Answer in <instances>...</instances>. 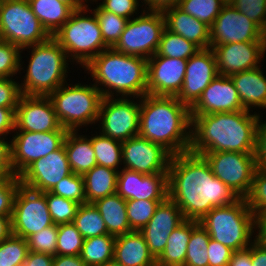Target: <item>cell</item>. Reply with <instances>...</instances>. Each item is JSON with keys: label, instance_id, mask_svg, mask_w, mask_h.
I'll list each match as a JSON object with an SVG mask.
<instances>
[{"label": "cell", "instance_id": "obj_1", "mask_svg": "<svg viewBox=\"0 0 266 266\" xmlns=\"http://www.w3.org/2000/svg\"><path fill=\"white\" fill-rule=\"evenodd\" d=\"M168 197L184 219L200 221L214 207L236 202L240 197L214 176L209 163L190 151L172 155L168 168Z\"/></svg>", "mask_w": 266, "mask_h": 266}, {"label": "cell", "instance_id": "obj_2", "mask_svg": "<svg viewBox=\"0 0 266 266\" xmlns=\"http://www.w3.org/2000/svg\"><path fill=\"white\" fill-rule=\"evenodd\" d=\"M248 110L191 115L190 152L255 153L259 114Z\"/></svg>", "mask_w": 266, "mask_h": 266}, {"label": "cell", "instance_id": "obj_3", "mask_svg": "<svg viewBox=\"0 0 266 266\" xmlns=\"http://www.w3.org/2000/svg\"><path fill=\"white\" fill-rule=\"evenodd\" d=\"M140 99L138 135L162 145L172 155L188 152L192 127L190 108L176 96L146 94Z\"/></svg>", "mask_w": 266, "mask_h": 266}, {"label": "cell", "instance_id": "obj_4", "mask_svg": "<svg viewBox=\"0 0 266 266\" xmlns=\"http://www.w3.org/2000/svg\"><path fill=\"white\" fill-rule=\"evenodd\" d=\"M84 68L89 71L93 81L95 80L94 85L100 90L103 98L114 97L113 94L118 93L116 96H134L133 98L137 99L147 94L146 58L107 48ZM101 84L105 89L99 87Z\"/></svg>", "mask_w": 266, "mask_h": 266}, {"label": "cell", "instance_id": "obj_5", "mask_svg": "<svg viewBox=\"0 0 266 266\" xmlns=\"http://www.w3.org/2000/svg\"><path fill=\"white\" fill-rule=\"evenodd\" d=\"M27 48L32 51L24 83L19 84L21 93L48 96L66 82L69 65L66 52L53 37L22 51Z\"/></svg>", "mask_w": 266, "mask_h": 266}, {"label": "cell", "instance_id": "obj_6", "mask_svg": "<svg viewBox=\"0 0 266 266\" xmlns=\"http://www.w3.org/2000/svg\"><path fill=\"white\" fill-rule=\"evenodd\" d=\"M199 224L211 239L229 247L234 252L247 249L252 244L258 218L250 210L245 198L225 206L214 207ZM251 241V242H250Z\"/></svg>", "mask_w": 266, "mask_h": 266}, {"label": "cell", "instance_id": "obj_7", "mask_svg": "<svg viewBox=\"0 0 266 266\" xmlns=\"http://www.w3.org/2000/svg\"><path fill=\"white\" fill-rule=\"evenodd\" d=\"M68 85L64 83L48 95L61 126L68 131H78L82 125L98 122L103 99L100 90L94 84Z\"/></svg>", "mask_w": 266, "mask_h": 266}, {"label": "cell", "instance_id": "obj_8", "mask_svg": "<svg viewBox=\"0 0 266 266\" xmlns=\"http://www.w3.org/2000/svg\"><path fill=\"white\" fill-rule=\"evenodd\" d=\"M88 8L74 11L53 38L64 48L67 57L85 67L100 52L109 48L102 38L95 14L86 16ZM85 14V15H84ZM92 16V17H91Z\"/></svg>", "mask_w": 266, "mask_h": 266}, {"label": "cell", "instance_id": "obj_9", "mask_svg": "<svg viewBox=\"0 0 266 266\" xmlns=\"http://www.w3.org/2000/svg\"><path fill=\"white\" fill-rule=\"evenodd\" d=\"M50 37L28 0H0V40L22 49L43 43Z\"/></svg>", "mask_w": 266, "mask_h": 266}, {"label": "cell", "instance_id": "obj_10", "mask_svg": "<svg viewBox=\"0 0 266 266\" xmlns=\"http://www.w3.org/2000/svg\"><path fill=\"white\" fill-rule=\"evenodd\" d=\"M145 9L140 16L128 20L119 41L113 48L123 54L148 60L156 54L165 29V19L162 11L149 10L148 12Z\"/></svg>", "mask_w": 266, "mask_h": 266}, {"label": "cell", "instance_id": "obj_11", "mask_svg": "<svg viewBox=\"0 0 266 266\" xmlns=\"http://www.w3.org/2000/svg\"><path fill=\"white\" fill-rule=\"evenodd\" d=\"M200 155L209 163L214 176L240 198L248 196L257 168L255 153L223 151L205 152Z\"/></svg>", "mask_w": 266, "mask_h": 266}, {"label": "cell", "instance_id": "obj_12", "mask_svg": "<svg viewBox=\"0 0 266 266\" xmlns=\"http://www.w3.org/2000/svg\"><path fill=\"white\" fill-rule=\"evenodd\" d=\"M53 224L45 194L20 185L11 216L12 234L27 239Z\"/></svg>", "mask_w": 266, "mask_h": 266}, {"label": "cell", "instance_id": "obj_13", "mask_svg": "<svg viewBox=\"0 0 266 266\" xmlns=\"http://www.w3.org/2000/svg\"><path fill=\"white\" fill-rule=\"evenodd\" d=\"M68 133L64 127L57 131L30 132L16 130L11 148V166L16 176H19L35 160L47 156L64 145Z\"/></svg>", "mask_w": 266, "mask_h": 266}, {"label": "cell", "instance_id": "obj_14", "mask_svg": "<svg viewBox=\"0 0 266 266\" xmlns=\"http://www.w3.org/2000/svg\"><path fill=\"white\" fill-rule=\"evenodd\" d=\"M139 104L127 97H104L100 104L98 121L100 133L118 141H126L139 133Z\"/></svg>", "mask_w": 266, "mask_h": 266}, {"label": "cell", "instance_id": "obj_15", "mask_svg": "<svg viewBox=\"0 0 266 266\" xmlns=\"http://www.w3.org/2000/svg\"><path fill=\"white\" fill-rule=\"evenodd\" d=\"M241 42H266V35L257 23L225 4L210 26V48Z\"/></svg>", "mask_w": 266, "mask_h": 266}, {"label": "cell", "instance_id": "obj_16", "mask_svg": "<svg viewBox=\"0 0 266 266\" xmlns=\"http://www.w3.org/2000/svg\"><path fill=\"white\" fill-rule=\"evenodd\" d=\"M172 154L162 145L137 135L122 142L124 169L143 174L168 173Z\"/></svg>", "mask_w": 266, "mask_h": 266}, {"label": "cell", "instance_id": "obj_17", "mask_svg": "<svg viewBox=\"0 0 266 266\" xmlns=\"http://www.w3.org/2000/svg\"><path fill=\"white\" fill-rule=\"evenodd\" d=\"M72 173L64 145L47 156L35 160L20 175L21 185L38 192L51 191Z\"/></svg>", "mask_w": 266, "mask_h": 266}, {"label": "cell", "instance_id": "obj_18", "mask_svg": "<svg viewBox=\"0 0 266 266\" xmlns=\"http://www.w3.org/2000/svg\"><path fill=\"white\" fill-rule=\"evenodd\" d=\"M48 96L21 95L15 109V130L50 132L61 128Z\"/></svg>", "mask_w": 266, "mask_h": 266}, {"label": "cell", "instance_id": "obj_19", "mask_svg": "<svg viewBox=\"0 0 266 266\" xmlns=\"http://www.w3.org/2000/svg\"><path fill=\"white\" fill-rule=\"evenodd\" d=\"M186 59L154 54L147 60V94L177 96L183 86Z\"/></svg>", "mask_w": 266, "mask_h": 266}, {"label": "cell", "instance_id": "obj_20", "mask_svg": "<svg viewBox=\"0 0 266 266\" xmlns=\"http://www.w3.org/2000/svg\"><path fill=\"white\" fill-rule=\"evenodd\" d=\"M217 75V63L213 50L200 49L187 61L183 86L176 98L191 108Z\"/></svg>", "mask_w": 266, "mask_h": 266}, {"label": "cell", "instance_id": "obj_21", "mask_svg": "<svg viewBox=\"0 0 266 266\" xmlns=\"http://www.w3.org/2000/svg\"><path fill=\"white\" fill-rule=\"evenodd\" d=\"M217 72L220 75L233 74L258 68L266 52V42H241L214 45Z\"/></svg>", "mask_w": 266, "mask_h": 266}, {"label": "cell", "instance_id": "obj_22", "mask_svg": "<svg viewBox=\"0 0 266 266\" xmlns=\"http://www.w3.org/2000/svg\"><path fill=\"white\" fill-rule=\"evenodd\" d=\"M184 220L182 211L169 197L157 206L150 221L140 231L155 259L164 251L172 231Z\"/></svg>", "mask_w": 266, "mask_h": 266}, {"label": "cell", "instance_id": "obj_23", "mask_svg": "<svg viewBox=\"0 0 266 266\" xmlns=\"http://www.w3.org/2000/svg\"><path fill=\"white\" fill-rule=\"evenodd\" d=\"M245 110L229 76L218 74L190 108L191 115L237 112Z\"/></svg>", "mask_w": 266, "mask_h": 266}, {"label": "cell", "instance_id": "obj_24", "mask_svg": "<svg viewBox=\"0 0 266 266\" xmlns=\"http://www.w3.org/2000/svg\"><path fill=\"white\" fill-rule=\"evenodd\" d=\"M165 28L181 35L200 49L210 48V27L197 18L183 12L176 5L162 10Z\"/></svg>", "mask_w": 266, "mask_h": 266}, {"label": "cell", "instance_id": "obj_25", "mask_svg": "<svg viewBox=\"0 0 266 266\" xmlns=\"http://www.w3.org/2000/svg\"><path fill=\"white\" fill-rule=\"evenodd\" d=\"M113 259L123 266H157L140 231L115 237Z\"/></svg>", "mask_w": 266, "mask_h": 266}, {"label": "cell", "instance_id": "obj_26", "mask_svg": "<svg viewBox=\"0 0 266 266\" xmlns=\"http://www.w3.org/2000/svg\"><path fill=\"white\" fill-rule=\"evenodd\" d=\"M262 71L258 67L230 76L245 110L256 106L266 108V77Z\"/></svg>", "mask_w": 266, "mask_h": 266}, {"label": "cell", "instance_id": "obj_27", "mask_svg": "<svg viewBox=\"0 0 266 266\" xmlns=\"http://www.w3.org/2000/svg\"><path fill=\"white\" fill-rule=\"evenodd\" d=\"M198 224L199 221L185 219L177 226L167 239L164 251L156 259V265L184 266L191 232Z\"/></svg>", "mask_w": 266, "mask_h": 266}, {"label": "cell", "instance_id": "obj_28", "mask_svg": "<svg viewBox=\"0 0 266 266\" xmlns=\"http://www.w3.org/2000/svg\"><path fill=\"white\" fill-rule=\"evenodd\" d=\"M77 133L78 131H68L64 147L71 171L83 176L96 166L97 162L91 140Z\"/></svg>", "mask_w": 266, "mask_h": 266}, {"label": "cell", "instance_id": "obj_29", "mask_svg": "<svg viewBox=\"0 0 266 266\" xmlns=\"http://www.w3.org/2000/svg\"><path fill=\"white\" fill-rule=\"evenodd\" d=\"M104 220L108 234L119 236L132 232L127 218L126 200L114 193L93 202Z\"/></svg>", "mask_w": 266, "mask_h": 266}, {"label": "cell", "instance_id": "obj_30", "mask_svg": "<svg viewBox=\"0 0 266 266\" xmlns=\"http://www.w3.org/2000/svg\"><path fill=\"white\" fill-rule=\"evenodd\" d=\"M33 13L48 34H54L68 21L74 10L59 0H28Z\"/></svg>", "mask_w": 266, "mask_h": 266}, {"label": "cell", "instance_id": "obj_31", "mask_svg": "<svg viewBox=\"0 0 266 266\" xmlns=\"http://www.w3.org/2000/svg\"><path fill=\"white\" fill-rule=\"evenodd\" d=\"M118 171L96 165L83 175L86 203H93L99 199L116 193Z\"/></svg>", "mask_w": 266, "mask_h": 266}, {"label": "cell", "instance_id": "obj_32", "mask_svg": "<svg viewBox=\"0 0 266 266\" xmlns=\"http://www.w3.org/2000/svg\"><path fill=\"white\" fill-rule=\"evenodd\" d=\"M115 236L100 235L84 239L80 257L86 266H102L114 258Z\"/></svg>", "mask_w": 266, "mask_h": 266}, {"label": "cell", "instance_id": "obj_33", "mask_svg": "<svg viewBox=\"0 0 266 266\" xmlns=\"http://www.w3.org/2000/svg\"><path fill=\"white\" fill-rule=\"evenodd\" d=\"M72 223L84 239L110 235L102 216L93 203L80 204Z\"/></svg>", "mask_w": 266, "mask_h": 266}, {"label": "cell", "instance_id": "obj_34", "mask_svg": "<svg viewBox=\"0 0 266 266\" xmlns=\"http://www.w3.org/2000/svg\"><path fill=\"white\" fill-rule=\"evenodd\" d=\"M97 165L105 166L116 171L122 164V142L110 137L96 134L90 138Z\"/></svg>", "mask_w": 266, "mask_h": 266}, {"label": "cell", "instance_id": "obj_35", "mask_svg": "<svg viewBox=\"0 0 266 266\" xmlns=\"http://www.w3.org/2000/svg\"><path fill=\"white\" fill-rule=\"evenodd\" d=\"M199 50L200 48L194 43L165 28L156 51V55L188 60Z\"/></svg>", "mask_w": 266, "mask_h": 266}, {"label": "cell", "instance_id": "obj_36", "mask_svg": "<svg viewBox=\"0 0 266 266\" xmlns=\"http://www.w3.org/2000/svg\"><path fill=\"white\" fill-rule=\"evenodd\" d=\"M93 13L99 23L104 43L109 48H113L119 41L128 19L106 11L100 5L94 9Z\"/></svg>", "mask_w": 266, "mask_h": 266}, {"label": "cell", "instance_id": "obj_37", "mask_svg": "<svg viewBox=\"0 0 266 266\" xmlns=\"http://www.w3.org/2000/svg\"><path fill=\"white\" fill-rule=\"evenodd\" d=\"M222 0H178L176 6L183 12L211 26L224 6Z\"/></svg>", "mask_w": 266, "mask_h": 266}, {"label": "cell", "instance_id": "obj_38", "mask_svg": "<svg viewBox=\"0 0 266 266\" xmlns=\"http://www.w3.org/2000/svg\"><path fill=\"white\" fill-rule=\"evenodd\" d=\"M208 232L198 224L191 232L184 266H208Z\"/></svg>", "mask_w": 266, "mask_h": 266}, {"label": "cell", "instance_id": "obj_39", "mask_svg": "<svg viewBox=\"0 0 266 266\" xmlns=\"http://www.w3.org/2000/svg\"><path fill=\"white\" fill-rule=\"evenodd\" d=\"M167 197L168 173H141V180H138L137 200H165Z\"/></svg>", "mask_w": 266, "mask_h": 266}, {"label": "cell", "instance_id": "obj_40", "mask_svg": "<svg viewBox=\"0 0 266 266\" xmlns=\"http://www.w3.org/2000/svg\"><path fill=\"white\" fill-rule=\"evenodd\" d=\"M164 200H126L127 218L132 231H141Z\"/></svg>", "mask_w": 266, "mask_h": 266}, {"label": "cell", "instance_id": "obj_41", "mask_svg": "<svg viewBox=\"0 0 266 266\" xmlns=\"http://www.w3.org/2000/svg\"><path fill=\"white\" fill-rule=\"evenodd\" d=\"M28 253L27 240L11 234L0 242V266H23Z\"/></svg>", "mask_w": 266, "mask_h": 266}, {"label": "cell", "instance_id": "obj_42", "mask_svg": "<svg viewBox=\"0 0 266 266\" xmlns=\"http://www.w3.org/2000/svg\"><path fill=\"white\" fill-rule=\"evenodd\" d=\"M43 193L46 197L51 219L55 225L73 222L80 206L79 203L55 195L50 191Z\"/></svg>", "mask_w": 266, "mask_h": 266}, {"label": "cell", "instance_id": "obj_43", "mask_svg": "<svg viewBox=\"0 0 266 266\" xmlns=\"http://www.w3.org/2000/svg\"><path fill=\"white\" fill-rule=\"evenodd\" d=\"M83 243L84 237L72 222L58 225L57 255H80Z\"/></svg>", "mask_w": 266, "mask_h": 266}, {"label": "cell", "instance_id": "obj_44", "mask_svg": "<svg viewBox=\"0 0 266 266\" xmlns=\"http://www.w3.org/2000/svg\"><path fill=\"white\" fill-rule=\"evenodd\" d=\"M245 199L257 218L266 215V169L256 168L251 190Z\"/></svg>", "mask_w": 266, "mask_h": 266}, {"label": "cell", "instance_id": "obj_45", "mask_svg": "<svg viewBox=\"0 0 266 266\" xmlns=\"http://www.w3.org/2000/svg\"><path fill=\"white\" fill-rule=\"evenodd\" d=\"M50 192L79 204L86 203L83 176L73 172L57 183Z\"/></svg>", "mask_w": 266, "mask_h": 266}, {"label": "cell", "instance_id": "obj_46", "mask_svg": "<svg viewBox=\"0 0 266 266\" xmlns=\"http://www.w3.org/2000/svg\"><path fill=\"white\" fill-rule=\"evenodd\" d=\"M58 225H51L29 236L26 240L29 251L36 253L57 255Z\"/></svg>", "mask_w": 266, "mask_h": 266}, {"label": "cell", "instance_id": "obj_47", "mask_svg": "<svg viewBox=\"0 0 266 266\" xmlns=\"http://www.w3.org/2000/svg\"><path fill=\"white\" fill-rule=\"evenodd\" d=\"M21 52L20 47L0 40V78H10L23 69Z\"/></svg>", "mask_w": 266, "mask_h": 266}, {"label": "cell", "instance_id": "obj_48", "mask_svg": "<svg viewBox=\"0 0 266 266\" xmlns=\"http://www.w3.org/2000/svg\"><path fill=\"white\" fill-rule=\"evenodd\" d=\"M231 5L249 19L257 23L264 32L266 0H233Z\"/></svg>", "mask_w": 266, "mask_h": 266}, {"label": "cell", "instance_id": "obj_49", "mask_svg": "<svg viewBox=\"0 0 266 266\" xmlns=\"http://www.w3.org/2000/svg\"><path fill=\"white\" fill-rule=\"evenodd\" d=\"M138 180H141V173L124 168L119 170L116 193L124 200H137Z\"/></svg>", "mask_w": 266, "mask_h": 266}, {"label": "cell", "instance_id": "obj_50", "mask_svg": "<svg viewBox=\"0 0 266 266\" xmlns=\"http://www.w3.org/2000/svg\"><path fill=\"white\" fill-rule=\"evenodd\" d=\"M19 178H0V216L11 217Z\"/></svg>", "mask_w": 266, "mask_h": 266}, {"label": "cell", "instance_id": "obj_51", "mask_svg": "<svg viewBox=\"0 0 266 266\" xmlns=\"http://www.w3.org/2000/svg\"><path fill=\"white\" fill-rule=\"evenodd\" d=\"M21 95L19 83L13 78H0V107L16 108Z\"/></svg>", "mask_w": 266, "mask_h": 266}, {"label": "cell", "instance_id": "obj_52", "mask_svg": "<svg viewBox=\"0 0 266 266\" xmlns=\"http://www.w3.org/2000/svg\"><path fill=\"white\" fill-rule=\"evenodd\" d=\"M138 1L139 0H103L100 6L106 11L130 20V17L134 15V13H137L136 10L138 11V6H140Z\"/></svg>", "mask_w": 266, "mask_h": 266}, {"label": "cell", "instance_id": "obj_53", "mask_svg": "<svg viewBox=\"0 0 266 266\" xmlns=\"http://www.w3.org/2000/svg\"><path fill=\"white\" fill-rule=\"evenodd\" d=\"M208 266H228L233 250L210 238L208 243Z\"/></svg>", "mask_w": 266, "mask_h": 266}, {"label": "cell", "instance_id": "obj_54", "mask_svg": "<svg viewBox=\"0 0 266 266\" xmlns=\"http://www.w3.org/2000/svg\"><path fill=\"white\" fill-rule=\"evenodd\" d=\"M258 117L257 137H256V167L266 169V121L261 122Z\"/></svg>", "mask_w": 266, "mask_h": 266}, {"label": "cell", "instance_id": "obj_55", "mask_svg": "<svg viewBox=\"0 0 266 266\" xmlns=\"http://www.w3.org/2000/svg\"><path fill=\"white\" fill-rule=\"evenodd\" d=\"M0 178H19L11 166L10 143L0 136Z\"/></svg>", "mask_w": 266, "mask_h": 266}, {"label": "cell", "instance_id": "obj_56", "mask_svg": "<svg viewBox=\"0 0 266 266\" xmlns=\"http://www.w3.org/2000/svg\"><path fill=\"white\" fill-rule=\"evenodd\" d=\"M15 109L0 107V136L3 137L15 129ZM7 134V135H6Z\"/></svg>", "mask_w": 266, "mask_h": 266}, {"label": "cell", "instance_id": "obj_57", "mask_svg": "<svg viewBox=\"0 0 266 266\" xmlns=\"http://www.w3.org/2000/svg\"><path fill=\"white\" fill-rule=\"evenodd\" d=\"M251 260L252 266H266V244L257 234L251 244Z\"/></svg>", "mask_w": 266, "mask_h": 266}, {"label": "cell", "instance_id": "obj_58", "mask_svg": "<svg viewBox=\"0 0 266 266\" xmlns=\"http://www.w3.org/2000/svg\"><path fill=\"white\" fill-rule=\"evenodd\" d=\"M54 256L29 251L23 266H52Z\"/></svg>", "mask_w": 266, "mask_h": 266}, {"label": "cell", "instance_id": "obj_59", "mask_svg": "<svg viewBox=\"0 0 266 266\" xmlns=\"http://www.w3.org/2000/svg\"><path fill=\"white\" fill-rule=\"evenodd\" d=\"M228 266H252L251 245L247 249L233 252Z\"/></svg>", "mask_w": 266, "mask_h": 266}, {"label": "cell", "instance_id": "obj_60", "mask_svg": "<svg viewBox=\"0 0 266 266\" xmlns=\"http://www.w3.org/2000/svg\"><path fill=\"white\" fill-rule=\"evenodd\" d=\"M52 266H86L79 255H55Z\"/></svg>", "mask_w": 266, "mask_h": 266}, {"label": "cell", "instance_id": "obj_61", "mask_svg": "<svg viewBox=\"0 0 266 266\" xmlns=\"http://www.w3.org/2000/svg\"><path fill=\"white\" fill-rule=\"evenodd\" d=\"M147 9L154 11H162L163 9L176 5L178 0H142Z\"/></svg>", "mask_w": 266, "mask_h": 266}, {"label": "cell", "instance_id": "obj_62", "mask_svg": "<svg viewBox=\"0 0 266 266\" xmlns=\"http://www.w3.org/2000/svg\"><path fill=\"white\" fill-rule=\"evenodd\" d=\"M11 234V217L0 216V242L7 239Z\"/></svg>", "mask_w": 266, "mask_h": 266}, {"label": "cell", "instance_id": "obj_63", "mask_svg": "<svg viewBox=\"0 0 266 266\" xmlns=\"http://www.w3.org/2000/svg\"><path fill=\"white\" fill-rule=\"evenodd\" d=\"M257 237L266 244V215L258 218Z\"/></svg>", "mask_w": 266, "mask_h": 266}, {"label": "cell", "instance_id": "obj_64", "mask_svg": "<svg viewBox=\"0 0 266 266\" xmlns=\"http://www.w3.org/2000/svg\"><path fill=\"white\" fill-rule=\"evenodd\" d=\"M67 5H69L74 11L88 7L85 2L89 0H59Z\"/></svg>", "mask_w": 266, "mask_h": 266}, {"label": "cell", "instance_id": "obj_65", "mask_svg": "<svg viewBox=\"0 0 266 266\" xmlns=\"http://www.w3.org/2000/svg\"><path fill=\"white\" fill-rule=\"evenodd\" d=\"M102 266H123L121 263L116 262L114 259L108 261L107 263L103 264Z\"/></svg>", "mask_w": 266, "mask_h": 266}, {"label": "cell", "instance_id": "obj_66", "mask_svg": "<svg viewBox=\"0 0 266 266\" xmlns=\"http://www.w3.org/2000/svg\"><path fill=\"white\" fill-rule=\"evenodd\" d=\"M223 2H224V4H231V2L233 1V0H222Z\"/></svg>", "mask_w": 266, "mask_h": 266}, {"label": "cell", "instance_id": "obj_67", "mask_svg": "<svg viewBox=\"0 0 266 266\" xmlns=\"http://www.w3.org/2000/svg\"><path fill=\"white\" fill-rule=\"evenodd\" d=\"M264 34L266 35V17H265V20H264Z\"/></svg>", "mask_w": 266, "mask_h": 266}]
</instances>
